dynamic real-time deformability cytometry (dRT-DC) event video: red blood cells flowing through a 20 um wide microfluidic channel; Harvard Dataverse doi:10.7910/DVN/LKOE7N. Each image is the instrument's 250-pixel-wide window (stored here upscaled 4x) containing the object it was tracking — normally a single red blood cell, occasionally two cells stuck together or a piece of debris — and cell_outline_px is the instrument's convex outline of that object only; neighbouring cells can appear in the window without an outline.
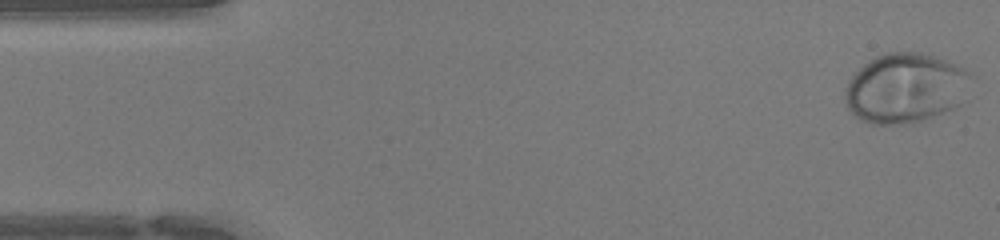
{"species": "human", "species_latin": "Homo sapiens", "temperature_condition": "warm", "stored_images_in_passage": 46, "camera_frame_rate_fps": 3000, "um_per_image_px": 0.085, "donor": {"sex": "female"}, "frame": {"image": 1, "passage_image": 1, "time_ms": 0.0, "image_size_px": [1000, 240], "cell_outline_px": [[976, 76], [960, 104], [956, 108], [920, 120], [888, 124], [872, 124], [856, 116], [848, 108], [844, 100], [844, 88], [848, 80], [868, 60], [876, 56], [888, 52], [924, 52], [956, 64], [972, 72]], "centroid_in_image_um": [77.0, 7.45], "position_along_channel_um": 8.0, "area_um2": 51.5}}
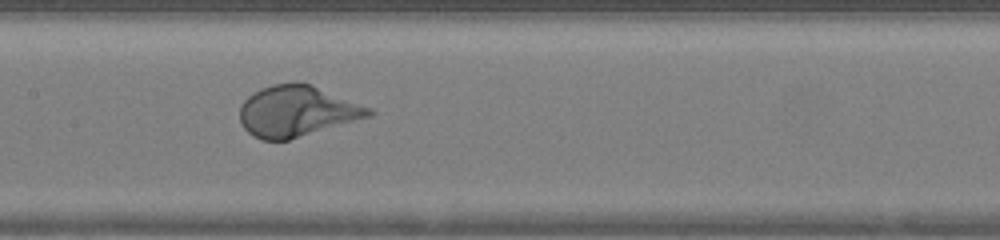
{"frame": {"image": 2, "passage_image": 22, "time_ms": 7.0, "image_size_px": [1000, 240], "cell_outline_px": [[376, 112], [372, 116], [288, 140], [260, 140], [248, 132], [244, 128], [240, 120], [240, 104], [248, 96], [260, 88], [272, 84], [308, 84], [372, 108]], "centroid_in_image_um": [25.22, 9.48], "position_along_channel_um": 182.2, "area_um2": 37.8}}
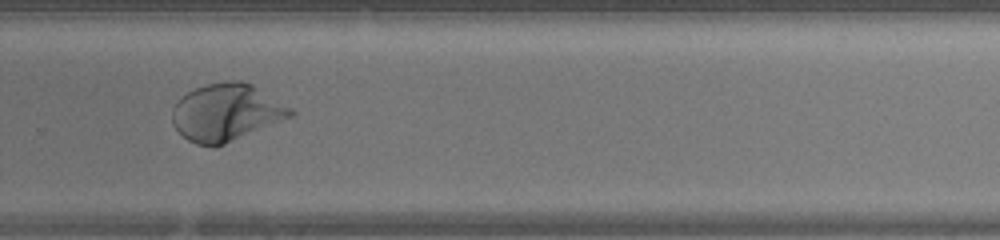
{"frame": {"image": 3, "passage_image": 31, "time_ms": 10.0, "image_size_px": [1000, 240], "cell_outline_px": [[296, 112], [292, 116], [216, 148], [212, 148], [196, 144], [188, 140], [172, 124], [172, 108], [188, 92], [204, 84], [224, 80], [240, 80], [252, 84], [292, 108]], "centroid_in_image_um": [19.24, 9.56], "position_along_channel_um": 310.6, "area_um2": 39.54}, "authors_computed_cell_mechanics": {"area_um2": 39.5641, "velocity_mm_per_s": 4.2928, "shape_relaxation_time_tau1_ms": 2.6337, "shape_relaxation_time_tau2_ms": null, "deformation_change_tau1": 0.1692, "deformation_change_tau2": null}}